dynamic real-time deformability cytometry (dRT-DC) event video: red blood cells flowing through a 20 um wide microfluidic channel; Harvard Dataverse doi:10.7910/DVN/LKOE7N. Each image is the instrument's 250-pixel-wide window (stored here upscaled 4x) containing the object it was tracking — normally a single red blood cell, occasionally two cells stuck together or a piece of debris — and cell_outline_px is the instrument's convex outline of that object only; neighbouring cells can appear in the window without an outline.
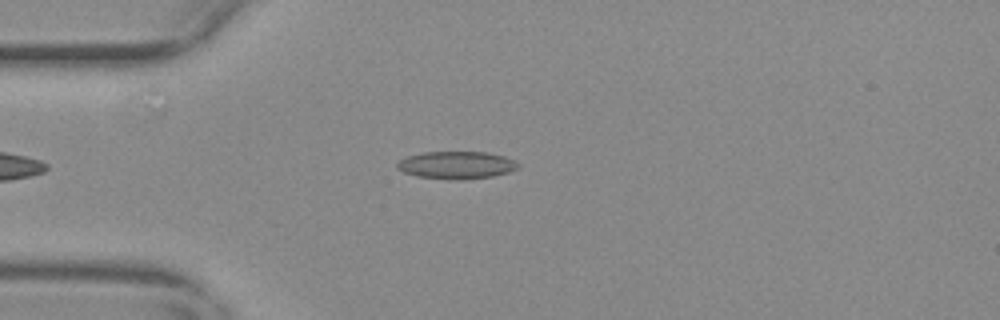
{"species": "common noctule bat (a hibernating species)", "species_latin": "Nyctalus noctula", "temperature_condition": "warm", "stored_images_in_passage": 39, "camera_frame_rate_fps": 3000, "um_per_image_px": 0.085, "animal": {"sex": "female", "body_mass_g": 29.2, "forearm_length_mm": 56.3}, "frame": {"image": 1, "passage_image": 2, "time_ms": 0.333, "image_size_px": [1000, 320], "cell_outline_px": [[520, 168], [508, 172], [492, 176], [460, 180], [416, 176], [404, 172], [396, 168], [396, 164], [400, 160], [408, 156], [424, 152], [488, 152], [504, 156], [520, 164]], "centroid_in_image_um": [38.81, 14.03], "position_along_channel_um": 46.2, "area_um2": 19.31}}
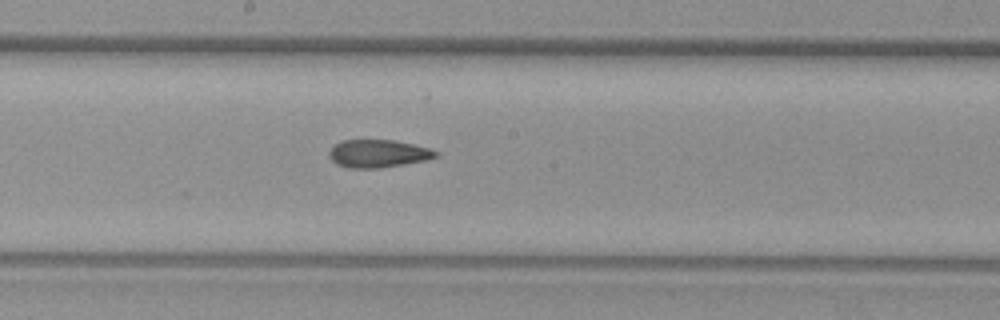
{"frame": {"image": 2, "passage_image": 17, "time_ms": 5.333, "image_size_px": [1000, 320], "cell_outline_px": [[440, 152], [436, 156], [428, 160], [380, 168], [348, 168], [336, 164], [328, 156], [328, 152], [340, 140], [392, 140], [412, 144], [428, 148]], "centroid_in_image_um": [32.12, 13.06], "position_along_channel_um": 216.1, "area_um2": 17.28}}
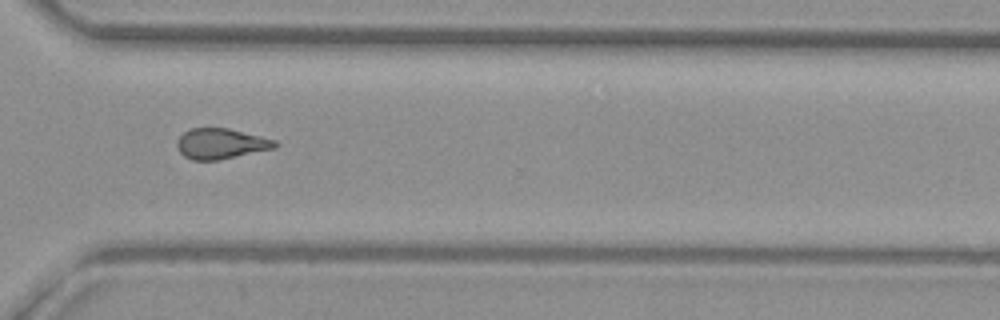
{"frame": {"image": 3, "passage_image": 28, "time_ms": 9.0, "image_size_px": [1000, 320], "cell_outline_px": [[280, 144], [276, 148], [216, 160], [192, 160], [184, 156], [176, 148], [176, 140], [184, 132], [192, 128], [228, 128], [276, 140]], "centroid_in_image_um": [18.77, 12.21], "position_along_channel_um": 351.8, "area_um2": 17.4}, "authors_computed_cell_mechanics": {"area_um2": 17.8024, "velocity_mm_per_s": 3.7043, "shape_relaxation_time_tau1_ms": null, "shape_relaxation_time_tau2_ms": 2.8564, "deformation_change_tau1": null, "deformation_change_tau2": 0.1058}}